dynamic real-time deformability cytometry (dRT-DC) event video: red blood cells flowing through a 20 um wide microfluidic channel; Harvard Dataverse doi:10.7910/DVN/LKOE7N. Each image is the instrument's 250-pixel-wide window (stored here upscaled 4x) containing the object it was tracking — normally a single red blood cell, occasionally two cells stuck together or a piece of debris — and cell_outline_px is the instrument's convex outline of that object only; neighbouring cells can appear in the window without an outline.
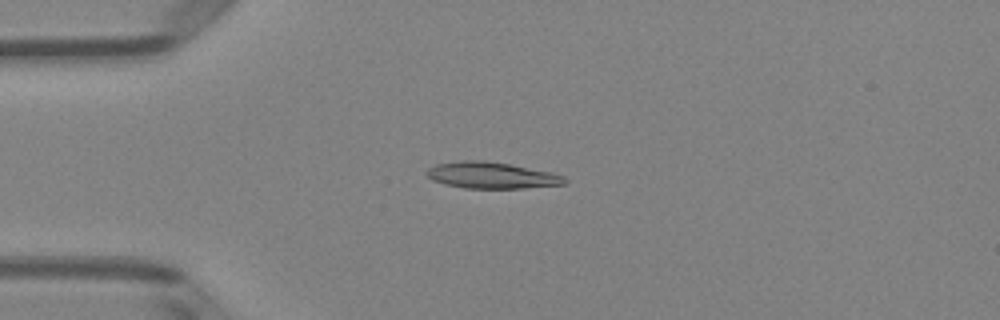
{"species": "Egyptian fruit bat (a non-hibernating species)", "species_latin": "Rousettus aegyptiacus", "temperature_condition": "room temperature", "stored_images_in_passage": 43, "camera_frame_rate_fps": 3000, "um_per_image_px": 0.085, "animal": {"sex": "female"}, "frame": {"image": 1, "passage_image": 5, "time_ms": 1.333, "image_size_px": [1000, 320], "cell_outline_px": [[568, 180], [564, 184], [524, 188], [464, 188], [444, 184], [432, 180], [424, 172], [428, 168], [436, 164], [460, 160], [484, 160], [508, 164], [552, 172], [564, 176]], "centroid_in_image_um": [41.76, 14.9], "position_along_channel_um": 43.2, "area_um2": 21.27}}
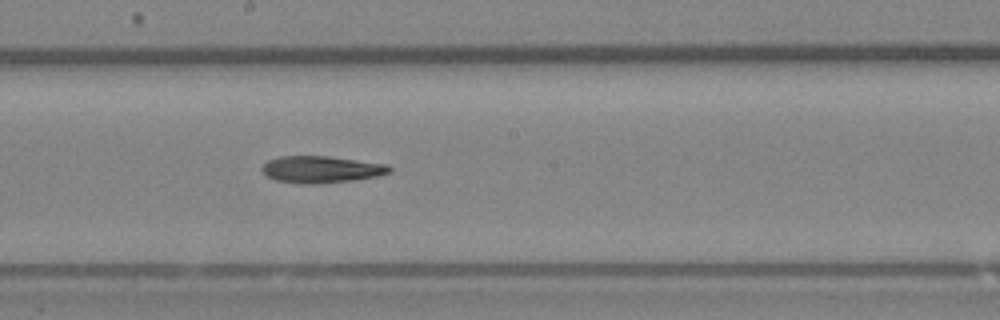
{"frame": {"image": 2, "passage_image": 20, "time_ms": 6.333, "image_size_px": [1000, 320], "cell_outline_px": [[392, 172], [380, 176], [352, 180], [312, 184], [300, 184], [276, 180], [268, 176], [260, 168], [268, 160], [280, 156], [328, 156], [388, 164], [392, 168]], "centroid_in_image_um": [27.34, 14.39], "position_along_channel_um": 220.9, "area_um2": 20.0}}
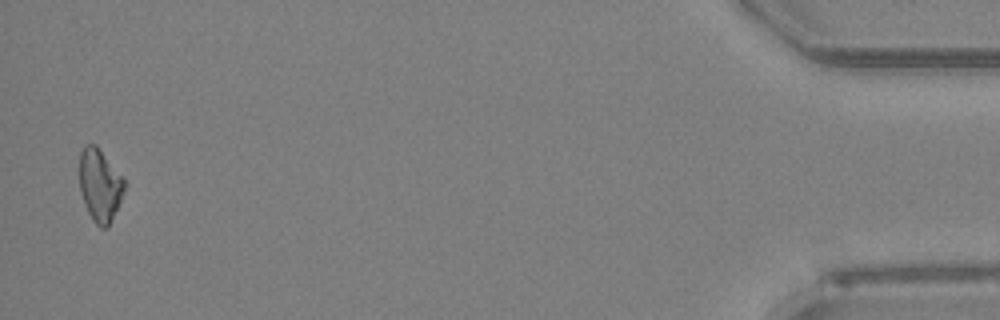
{"frame": {"image": 3, "passage_image": 42, "time_ms": 13.667, "image_size_px": [1000, 320], "cell_outline_px": [[124, 192], [108, 228], [100, 228], [92, 220], [84, 204], [80, 192], [80, 152], [84, 144], [96, 144], [124, 176]], "centroid_in_image_um": [8.49, 15.72], "position_along_channel_um": 426.7, "area_um2": 19.25}}